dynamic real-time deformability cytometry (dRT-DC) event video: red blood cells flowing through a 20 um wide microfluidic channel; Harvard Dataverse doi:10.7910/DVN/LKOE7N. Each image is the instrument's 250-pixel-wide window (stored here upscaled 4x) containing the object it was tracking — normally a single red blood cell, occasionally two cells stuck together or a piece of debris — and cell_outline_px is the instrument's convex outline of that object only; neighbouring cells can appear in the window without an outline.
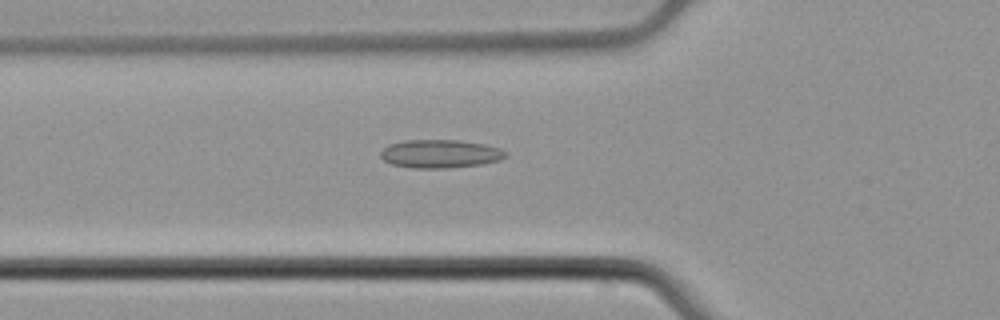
{"species": "common noctule bat (a hibernating species)", "species_latin": "Nyctalus noctula", "temperature_condition": "cold", "stored_images_in_passage": 53, "camera_frame_rate_fps": 3000, "um_per_image_px": 0.085, "animal": {"sex": "male", "body_mass_g": 21.5, "forearm_length_mm": 52.0}, "frame": {"image": 1, "passage_image": 19, "time_ms": 6.0, "image_size_px": [1000, 320], "cell_outline_px": [[504, 156], [500, 160], [484, 164], [448, 168], [412, 168], [392, 164], [384, 160], [380, 156], [380, 152], [388, 144], [404, 140], [460, 140], [484, 144], [500, 148], [504, 152]], "centroid_in_image_um": [37.38, 13.07], "position_along_channel_um": 88.4, "area_um2": 20.63}}
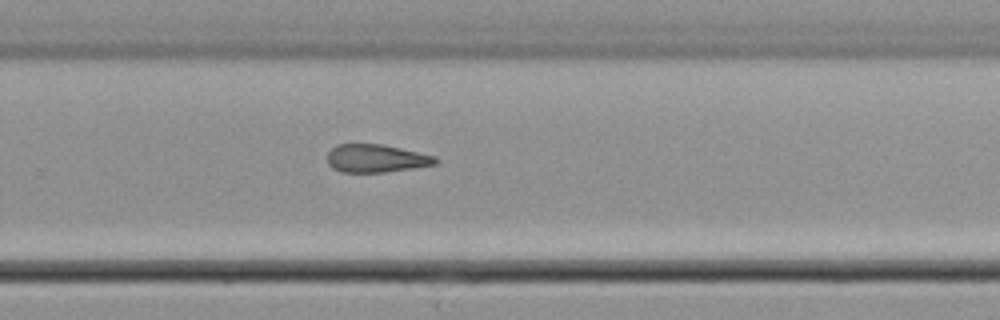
{"frame": {"image": 2, "passage_image": 35, "time_ms": 11.333, "image_size_px": [1000, 320], "cell_outline_px": [[440, 160], [436, 164], [412, 168], [384, 172], [340, 172], [332, 168], [328, 164], [328, 152], [336, 144], [384, 144], [436, 156]], "centroid_in_image_um": [31.98, 13.46], "position_along_channel_um": 297.8, "area_um2": 17.74}}
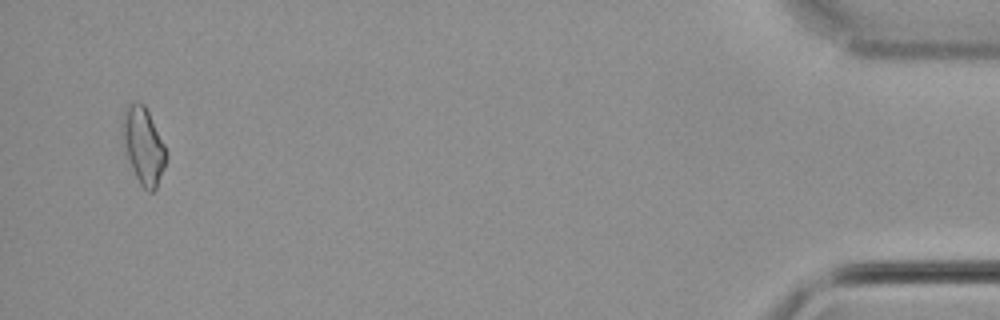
{"frame": {"image": 3, "passage_image": 51, "time_ms": 16.667, "image_size_px": [1000, 320], "cell_outline_px": [[168, 156], [164, 168], [156, 188], [152, 192], [148, 192], [140, 184], [132, 168], [120, 132], [120, 124], [124, 112], [128, 104], [136, 100], [144, 104], [164, 144]], "centroid_in_image_um": [12.17, 12.35], "position_along_channel_um": 423.0, "area_um2": 19.48}}